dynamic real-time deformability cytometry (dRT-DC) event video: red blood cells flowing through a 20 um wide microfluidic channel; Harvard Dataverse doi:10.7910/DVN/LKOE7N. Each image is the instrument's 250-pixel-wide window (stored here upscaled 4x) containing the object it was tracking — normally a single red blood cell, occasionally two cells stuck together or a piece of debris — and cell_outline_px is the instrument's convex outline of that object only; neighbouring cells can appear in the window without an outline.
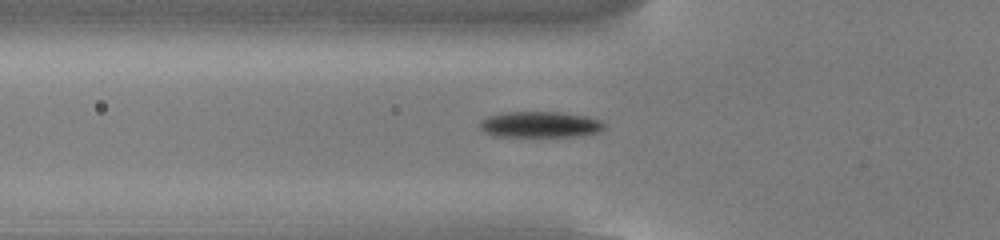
{"species": "common noctule bat (a hibernating species)", "species_latin": "Nyctalus noctula", "temperature_condition": "cold", "stored_images_in_passage": 54, "camera_frame_rate_fps": 3000, "um_per_image_px": 0.085, "animal": {"sex": "male", "body_mass_g": 13.0, "forearm_length_mm": 53.1}, "frame": {"image": 1, "passage_image": 19, "time_ms": 6.0, "image_size_px": [1000, 240], "cell_outline_px": [[604, 128], [600, 132], [572, 136], [496, 136], [484, 132], [480, 128], [480, 120], [488, 116], [504, 112], [560, 112], [584, 116], [600, 120], [604, 124]], "centroid_in_image_um": [45.87, 10.58], "position_along_channel_um": 79.9, "area_um2": 18.67}}
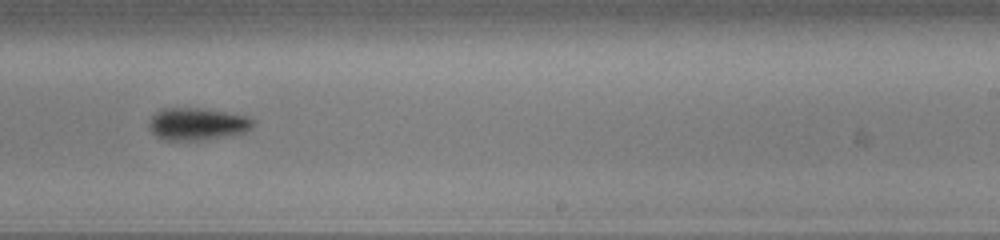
{"frame": {"image": 2, "passage_image": 34, "time_ms": 11.0, "image_size_px": [1000, 240], "cell_outline_px": [[256, 120], [252, 128], [244, 132], [204, 140], [164, 140], [156, 136], [148, 128], [148, 120], [160, 108], [200, 108], [248, 116]], "centroid_in_image_um": [16.74, 10.53], "position_along_channel_um": 272.3, "area_um2": 19.71}}
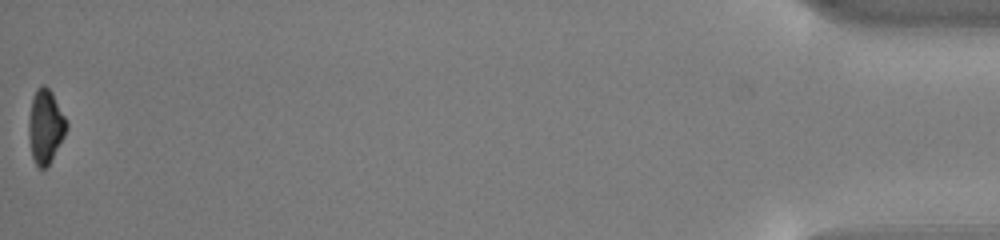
{"frame": {"image": 3, "passage_image": 54, "time_ms": 17.667, "image_size_px": [1000, 240], "cell_outline_px": [[68, 128], [52, 160], [44, 168], [40, 168], [36, 164], [32, 156], [28, 136], [28, 120], [32, 96], [36, 88], [40, 84], [44, 84], [52, 92], [68, 124]], "centroid_in_image_um": [3.85, 10.71], "position_along_channel_um": 431.4, "area_um2": 16.36}, "authors_computed_cell_mechanics": {"area_um2": 17.6868, "velocity_mm_per_s": 3.8478, "shape_relaxation_time_tau1_ms": 1.3688, "shape_relaxation_time_tau2_ms": null, "deformation_change_tau1": 0.1132, "deformation_change_tau2": null}}